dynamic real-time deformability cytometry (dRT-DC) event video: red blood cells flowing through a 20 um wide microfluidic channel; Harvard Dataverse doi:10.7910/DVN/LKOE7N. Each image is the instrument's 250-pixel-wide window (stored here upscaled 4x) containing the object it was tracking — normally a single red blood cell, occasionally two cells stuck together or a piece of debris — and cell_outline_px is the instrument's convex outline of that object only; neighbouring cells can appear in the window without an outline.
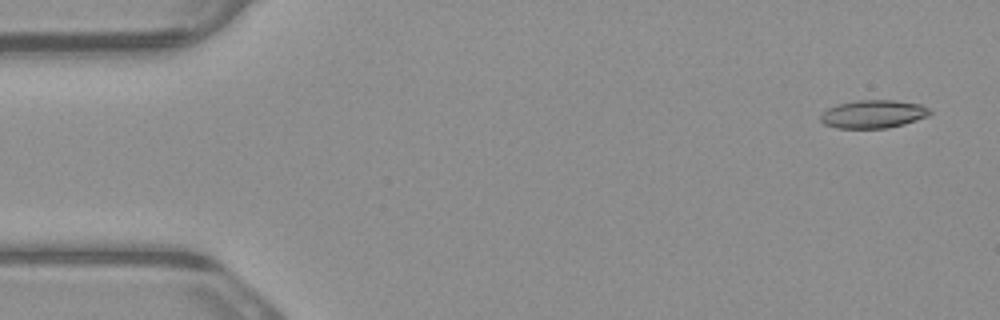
{"species": "common noctule bat (a hibernating species)", "species_latin": "Nyctalus noctula", "temperature_condition": "warm", "stored_images_in_passage": 5, "camera_frame_rate_fps": 3000, "um_per_image_px": 0.085, "animal": {"sex": "male", "body_mass_g": 23.1, "forearm_length_mm": 52.7}, "frame": {"image": 1, "passage_image": 1, "time_ms": 0.0, "image_size_px": [1000, 320], "cell_outline_px": [[932, 112], [928, 116], [904, 124], [888, 128], [836, 128], [824, 124], [820, 120], [820, 116], [828, 108], [836, 104], [856, 100], [896, 100], [920, 104], [928, 108]], "centroid_in_image_um": [74.22, 9.69], "position_along_channel_um": 10.8, "area_um2": 17.98}}
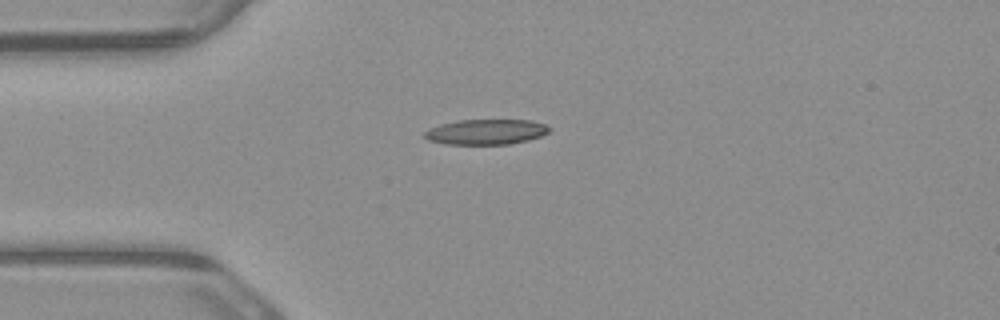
{"frame": {"image": 2, "passage_image": 4, "time_ms": 1.0, "image_size_px": [1000, 320], "cell_outline_px": [[552, 128], [548, 132], [540, 136], [528, 140], [508, 144], [444, 144], [428, 140], [424, 136], [424, 132], [440, 124], [456, 120], [528, 120], [544, 124]], "centroid_in_image_um": [41.3, 11.21], "position_along_channel_um": 43.7, "area_um2": 18.26}}